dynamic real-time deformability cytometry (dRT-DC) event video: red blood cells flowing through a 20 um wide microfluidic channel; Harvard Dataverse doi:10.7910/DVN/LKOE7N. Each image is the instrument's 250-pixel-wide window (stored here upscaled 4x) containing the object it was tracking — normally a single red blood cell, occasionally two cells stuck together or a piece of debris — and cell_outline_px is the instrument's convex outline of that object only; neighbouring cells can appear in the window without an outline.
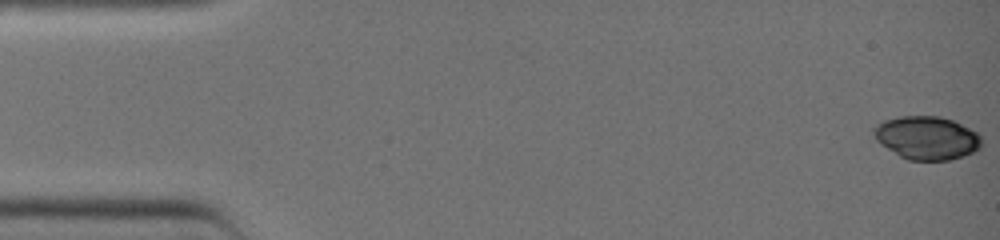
{"species": "common noctule bat (a hibernating species)", "species_latin": "Nyctalus noctula", "temperature_condition": "warm", "stored_images_in_passage": 39, "camera_frame_rate_fps": 3000, "um_per_image_px": 0.085, "animal": {"sex": "female", "body_mass_g": 19.0, "forearm_length_mm": 51.5}, "frame": {"image": 1, "passage_image": 1, "time_ms": 0.0, "image_size_px": [1000, 240], "cell_outline_px": [[980, 148], [964, 156], [948, 160], [908, 160], [900, 156], [880, 144], [876, 140], [872, 132], [872, 128], [876, 124], [884, 120], [900, 116], [940, 116], [952, 120], [976, 132], [980, 136]], "centroid_in_image_um": [78.73, 11.71], "position_along_channel_um": 6.3, "area_um2": 27.11}}
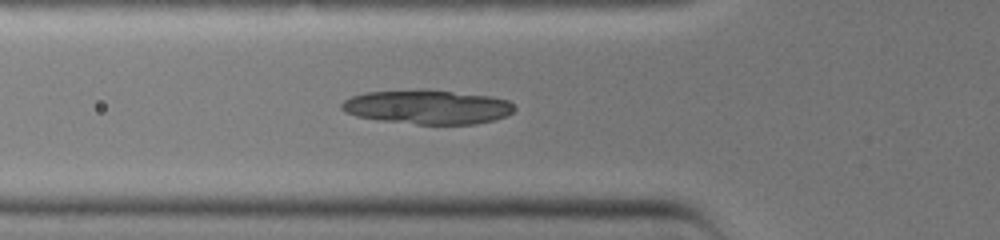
{"frame": {"image": 2, "passage_image": 15, "time_ms": 4.667, "image_size_px": [1000, 240], "cell_outline_px": [[516, 108], [512, 112], [504, 116], [492, 120], [476, 124], [416, 124], [380, 120], [356, 116], [344, 112], [340, 108], [340, 104], [344, 100], [352, 96], [364, 92], [420, 88], [428, 88], [492, 96], [508, 100]], "centroid_in_image_um": [36.3, 9.06], "position_along_channel_um": 89.5, "area_um2": 34.97}}
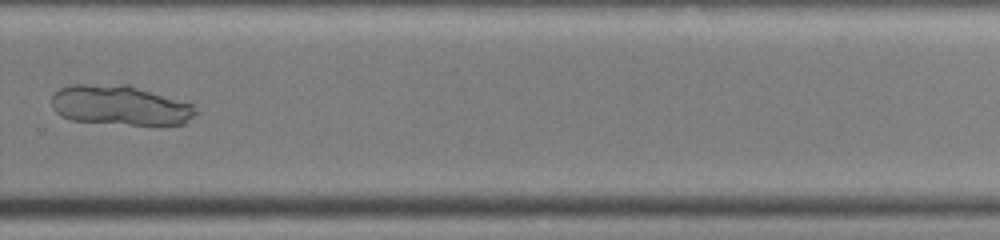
{"frame": {"image": 3, "passage_image": 29, "time_ms": 9.333, "image_size_px": [1000, 240], "cell_outline_px": [[200, 112], [184, 124], [128, 124], [72, 120], [60, 116], [52, 108], [52, 96], [60, 88], [72, 84], [128, 84], [192, 104]], "centroid_in_image_um": [10.2, 8.94], "position_along_channel_um": 319.6, "area_um2": 33.41}}